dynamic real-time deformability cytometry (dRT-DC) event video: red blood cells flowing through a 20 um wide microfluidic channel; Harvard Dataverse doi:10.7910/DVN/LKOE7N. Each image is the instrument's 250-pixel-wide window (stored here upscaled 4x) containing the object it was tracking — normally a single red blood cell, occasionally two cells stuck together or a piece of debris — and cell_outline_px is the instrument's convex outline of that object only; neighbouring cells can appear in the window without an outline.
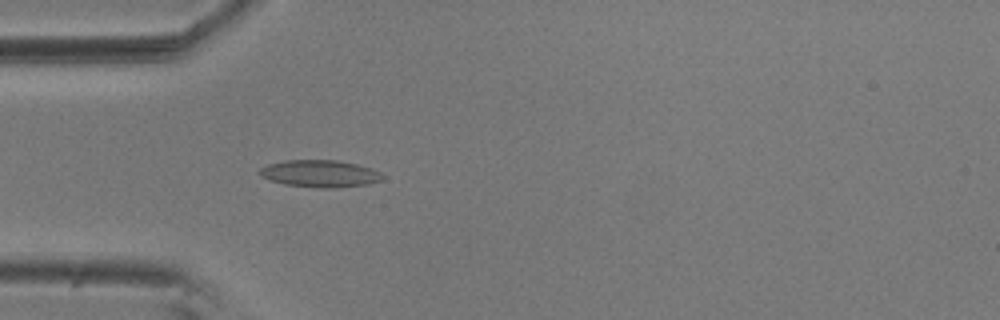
{"species": "common noctule bat (a hibernating species)", "species_latin": "Nyctalus noctula", "temperature_condition": "room temperature", "stored_images_in_passage": 46, "camera_frame_rate_fps": 3000, "um_per_image_px": 0.085, "animal": {"sex": "male", "body_mass_g": 20.5, "forearm_length_mm": 52.5}, "frame": {"image": 1, "passage_image": 15, "time_ms": 4.667, "image_size_px": [1000, 320], "cell_outline_px": [[384, 176], [380, 180], [368, 184], [336, 188], [320, 188], [284, 184], [260, 176], [256, 172], [260, 168], [268, 164], [284, 160], [336, 160], [356, 164], [372, 168], [380, 172]], "centroid_in_image_um": [27.18, 14.75], "position_along_channel_um": 57.8, "area_um2": 19.48}}
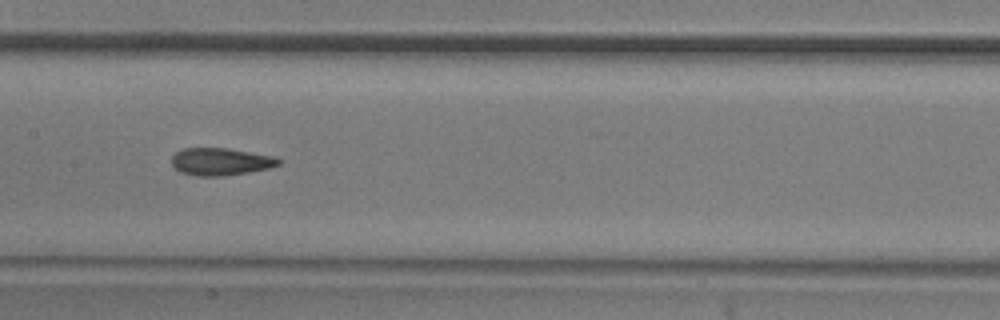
{"frame": {"image": 2, "passage_image": 26, "time_ms": 8.333, "image_size_px": [1000, 320], "cell_outline_px": [[284, 160], [280, 164], [272, 168], [224, 176], [200, 176], [180, 172], [172, 164], [172, 156], [176, 152], [184, 148], [228, 148], [272, 156]], "centroid_in_image_um": [18.79, 13.74], "position_along_channel_um": 188.6, "area_um2": 17.11}}
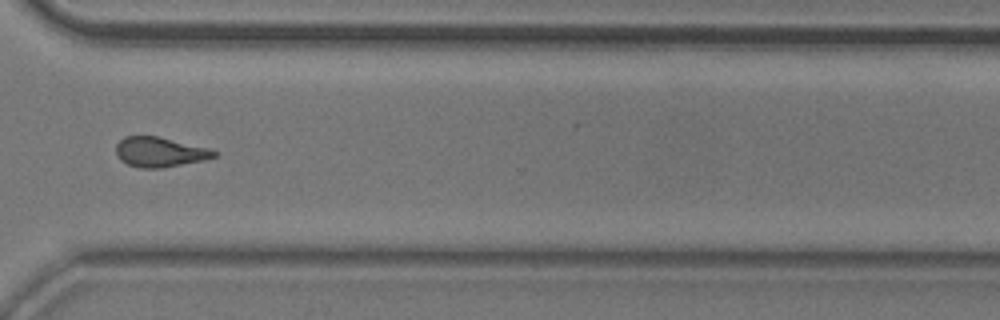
{"frame": {"image": 3, "passage_image": 40, "time_ms": 13.0, "image_size_px": [1000, 320], "cell_outline_px": [[220, 152], [216, 156], [204, 160], [160, 168], [140, 168], [128, 164], [120, 160], [116, 156], [116, 144], [124, 136], [156, 136], [208, 148]], "centroid_in_image_um": [13.56, 12.92], "position_along_channel_um": 357.0, "area_um2": 16.99}, "authors_computed_cell_mechanics": {"area_um2": 17.4845, "velocity_mm_per_s": 3.6223, "shape_relaxation_time_tau1_ms": 9.342, "shape_relaxation_time_tau2_ms": 3.1503, "deformation_change_tau1": 0.1881, "deformation_change_tau2": 0.1025}}